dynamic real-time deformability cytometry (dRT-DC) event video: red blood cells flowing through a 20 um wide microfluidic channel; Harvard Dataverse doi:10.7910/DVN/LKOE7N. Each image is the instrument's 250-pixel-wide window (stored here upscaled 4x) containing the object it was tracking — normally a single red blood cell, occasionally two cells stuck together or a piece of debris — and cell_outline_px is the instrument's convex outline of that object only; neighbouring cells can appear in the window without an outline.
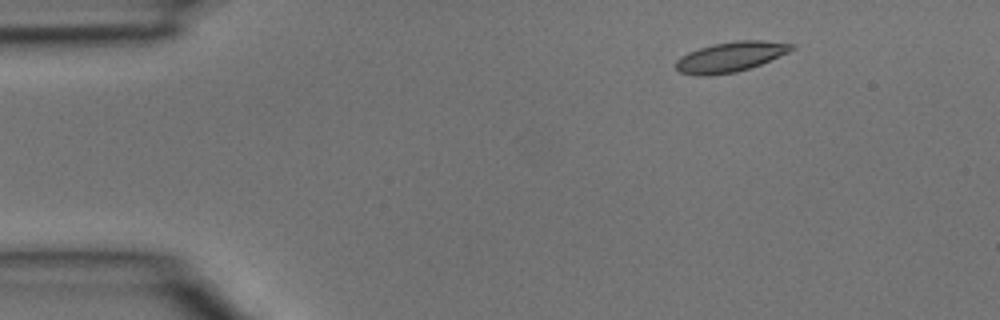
{"species": "common noctule bat (a hibernating species)", "species_latin": "Nyctalus noctula", "temperature_condition": "room temperature", "stored_images_in_passage": 4, "camera_frame_rate_fps": 3000, "um_per_image_px": 0.085, "animal": {"sex": "male", "body_mass_g": 15.6}, "frame": {"image": 1, "passage_image": 2, "time_ms": 0.333, "image_size_px": [1000, 320], "cell_outline_px": [[796, 48], [788, 52], [760, 64], [736, 72], [708, 76], [700, 76], [680, 72], [676, 68], [676, 60], [680, 56], [688, 52], [712, 44], [736, 40], [764, 40], [796, 44]], "centroid_in_image_um": [62.09, 4.82], "position_along_channel_um": 22.9, "area_um2": 20.29}}